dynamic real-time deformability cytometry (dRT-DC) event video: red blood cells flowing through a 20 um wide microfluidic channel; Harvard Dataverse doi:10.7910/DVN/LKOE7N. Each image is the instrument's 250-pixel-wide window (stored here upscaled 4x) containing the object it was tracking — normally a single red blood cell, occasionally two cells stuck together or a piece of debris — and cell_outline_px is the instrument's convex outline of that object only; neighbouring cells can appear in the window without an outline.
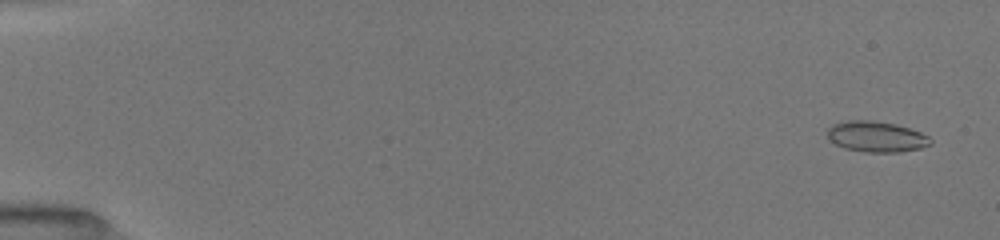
{"species": "common noctule bat (a hibernating species)", "species_latin": "Nyctalus noctula", "temperature_condition": "room temperature", "stored_images_in_passage": 52, "camera_frame_rate_fps": 3000, "um_per_image_px": 0.085, "animal": {"sex": "female", "body_mass_g": 19.5, "forearm_length_mm": 54.1}, "frame": {"image": 1, "passage_image": 3, "time_ms": 0.667, "image_size_px": [1000, 240], "cell_outline_px": [[932, 144], [920, 148], [900, 152], [864, 152], [844, 148], [828, 140], [828, 128], [832, 124], [848, 120], [872, 120], [896, 124], [920, 132], [928, 136], [932, 140]], "centroid_in_image_um": [74.47, 11.61], "position_along_channel_um": 10.5, "area_um2": 18.55}}
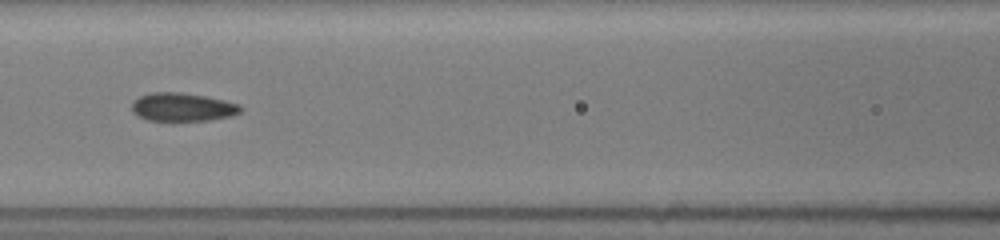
{"frame": {"image": 2, "passage_image": 25, "time_ms": 8.0, "image_size_px": [1000, 240], "cell_outline_px": [[244, 108], [240, 112], [228, 116], [212, 120], [148, 120], [136, 116], [132, 112], [132, 104], [140, 96], [152, 92], [180, 92], [204, 96], [224, 100], [240, 104]], "centroid_in_image_um": [15.51, 9.1], "position_along_channel_um": 151.1, "area_um2": 17.86}}
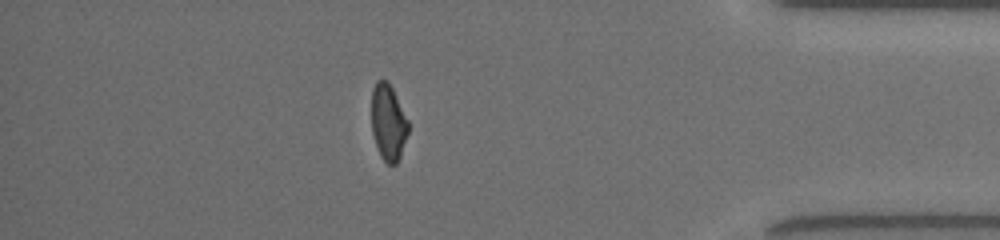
{"frame": {"image": 3, "passage_image": 46, "time_ms": 15.0, "image_size_px": [1000, 240], "cell_outline_px": [[408, 132], [400, 156], [396, 164], [388, 164], [380, 156], [372, 132], [372, 88], [376, 80], [388, 80], [408, 120]], "centroid_in_image_um": [32.99, 10.38], "position_along_channel_um": 402.2, "area_um2": 16.18}, "authors_computed_cell_mechanics": {"area_um2": 17.9758, "velocity_mm_per_s": 4.0509, "shape_relaxation_time_tau1_ms": null, "shape_relaxation_time_tau2_ms": 2.0346, "deformation_change_tau1": null, "deformation_change_tau2": 0.0814}}